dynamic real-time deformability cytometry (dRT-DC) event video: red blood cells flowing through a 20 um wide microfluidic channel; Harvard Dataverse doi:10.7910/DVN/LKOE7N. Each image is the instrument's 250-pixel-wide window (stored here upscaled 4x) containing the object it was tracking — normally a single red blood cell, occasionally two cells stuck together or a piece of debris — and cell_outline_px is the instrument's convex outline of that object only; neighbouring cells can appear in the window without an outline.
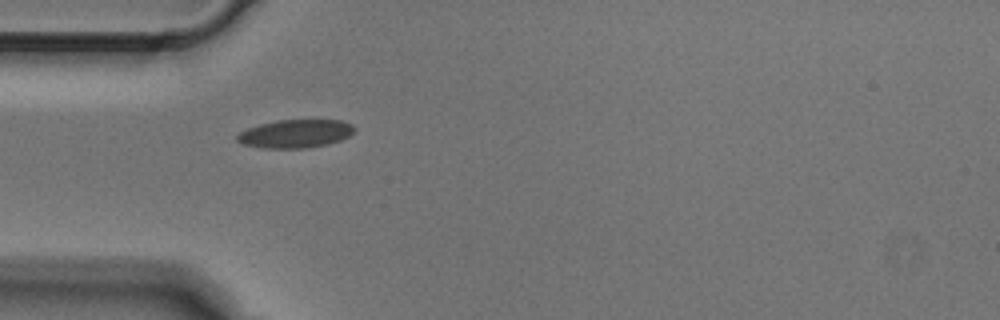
{"species": "Egyptian fruit bat (a non-hibernating species)", "species_latin": "Rousettus aegyptiacus", "temperature_condition": "cold", "stored_images_in_passage": 4, "camera_frame_rate_fps": 3000, "um_per_image_px": 0.085, "animal": {"sex": "male"}, "frame": {"image": 1, "passage_image": 4, "time_ms": 1.0, "image_size_px": [1000, 320], "cell_outline_px": [[356, 128], [348, 136], [340, 140], [328, 144], [304, 148], [264, 148], [244, 144], [236, 140], [236, 136], [240, 132], [248, 128], [260, 124], [276, 120], [340, 120], [352, 124]], "centroid_in_image_um": [25.11, 11.36], "position_along_channel_um": 59.9, "area_um2": 19.19}}